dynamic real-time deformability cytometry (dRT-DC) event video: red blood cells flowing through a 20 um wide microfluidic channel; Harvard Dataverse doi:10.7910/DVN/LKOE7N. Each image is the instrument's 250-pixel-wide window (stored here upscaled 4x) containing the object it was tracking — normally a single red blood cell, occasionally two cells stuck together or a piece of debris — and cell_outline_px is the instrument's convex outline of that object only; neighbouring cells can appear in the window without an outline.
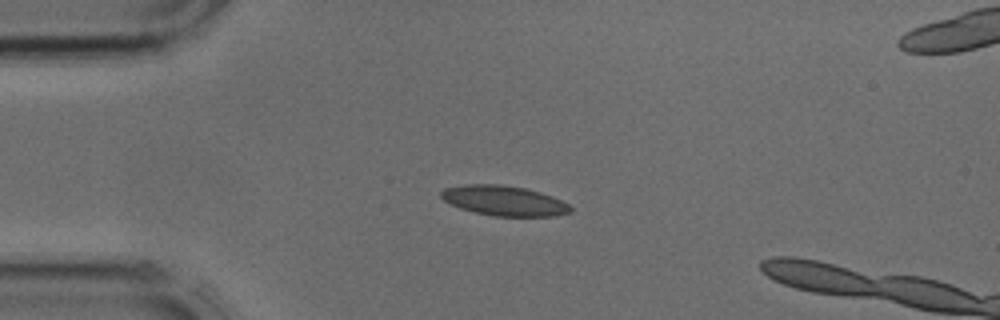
{"species": "common noctule bat (a hibernating species)", "species_latin": "Nyctalus noctula", "temperature_condition": "cold", "stored_images_in_passage": 36, "camera_frame_rate_fps": 3000, "um_per_image_px": 0.085, "animal": {"sex": "male", "body_mass_g": 17.9, "forearm_length_mm": 54.2}, "frame": {"image": 1, "passage_image": 7, "time_ms": 2.0, "image_size_px": [1000, 320], "cell_outline_px": [[572, 212], [556, 216], [496, 216], [476, 212], [460, 208], [444, 200], [440, 196], [440, 192], [444, 188], [464, 184], [500, 184], [524, 188], [540, 192], [552, 196], [568, 204], [572, 208]], "centroid_in_image_um": [42.85, 17.05], "position_along_channel_um": 42.2, "area_um2": 22.54}}
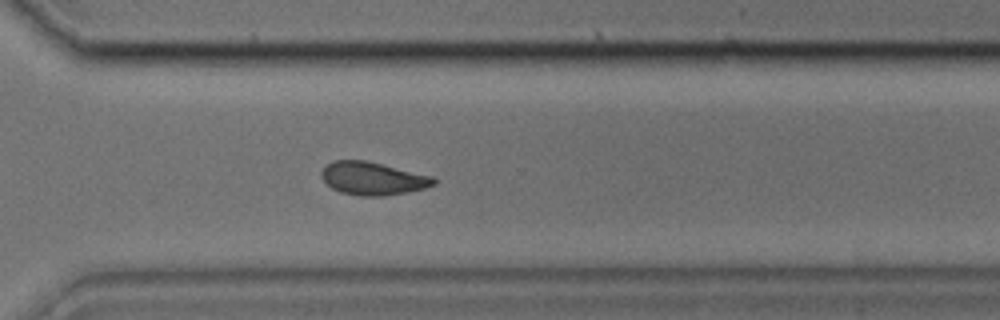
{"frame": {"image": 2, "passage_image": 27, "time_ms": 8.667, "image_size_px": [1000, 320], "cell_outline_px": [[436, 184], [424, 188], [384, 196], [360, 196], [340, 192], [332, 188], [320, 176], [320, 172], [332, 160], [364, 160], [432, 176], [436, 180]], "centroid_in_image_um": [31.65, 15.17], "position_along_channel_um": 338.9, "area_um2": 21.33}}
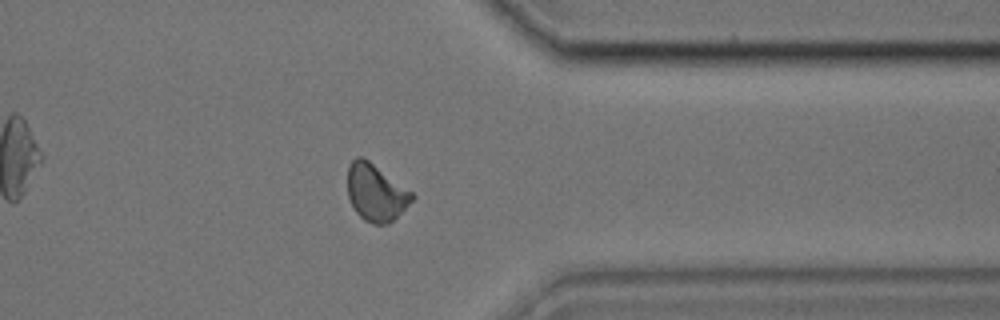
{"frame": {"image": 3, "passage_image": 30, "time_ms": 9.667, "image_size_px": [1000, 320], "cell_outline_px": [[416, 196], [388, 224], [372, 224], [364, 220], [356, 212], [348, 196], [348, 164], [356, 156], [364, 156], [412, 192]], "centroid_in_image_um": [31.92, 16.34], "position_along_channel_um": 379.5, "area_um2": 21.27}}